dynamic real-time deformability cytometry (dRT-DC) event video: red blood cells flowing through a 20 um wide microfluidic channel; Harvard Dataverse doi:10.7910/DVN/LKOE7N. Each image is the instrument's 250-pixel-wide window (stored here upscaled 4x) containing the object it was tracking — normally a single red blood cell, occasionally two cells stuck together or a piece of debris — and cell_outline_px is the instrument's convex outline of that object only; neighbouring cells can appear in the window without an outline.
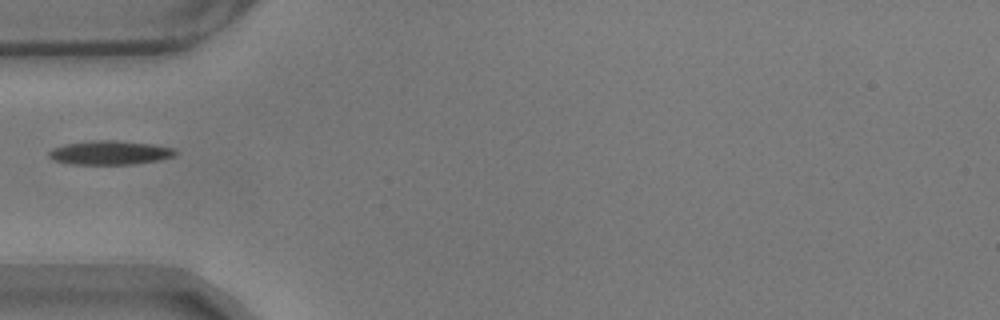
{"species": "common noctule bat (a hibernating species)", "species_latin": "Nyctalus noctula", "temperature_condition": "warm", "stored_images_in_passage": 40, "camera_frame_rate_fps": 3000, "um_per_image_px": 0.085, "animal": {"sex": "male", "body_mass_g": 17.9}, "frame": {"image": 1, "passage_image": 1, "time_ms": 0.0, "image_size_px": [1000, 320], "cell_outline_px": [[180, 152], [176, 156], [160, 160], [132, 164], [72, 164], [52, 160], [48, 156], [48, 152], [52, 148], [68, 144], [92, 140], [120, 140], [156, 144], [176, 148]], "centroid_in_image_um": [9.43, 12.97], "position_along_channel_um": 75.6, "area_um2": 18.03}}
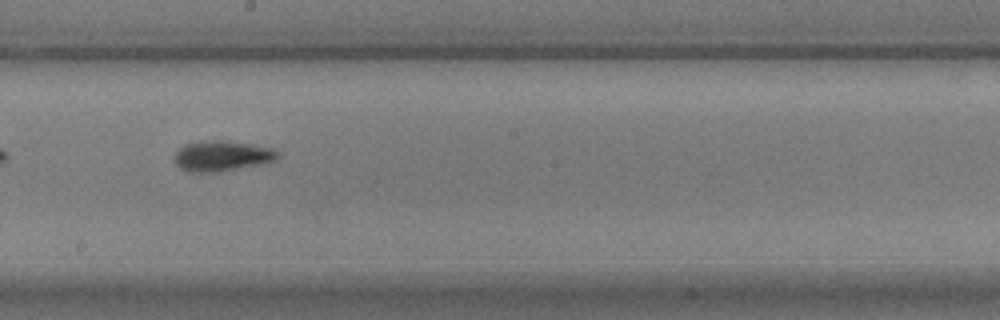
{"frame": {"image": 2, "passage_image": 14, "time_ms": 4.333, "image_size_px": [1000, 320], "cell_outline_px": [[280, 156], [276, 160], [264, 164], [216, 172], [188, 172], [180, 168], [176, 164], [172, 156], [184, 144], [200, 140], [228, 140], [252, 144], [268, 148], [280, 152]], "centroid_in_image_um": [18.85, 13.25], "position_along_channel_um": 229.4, "area_um2": 18.67}}
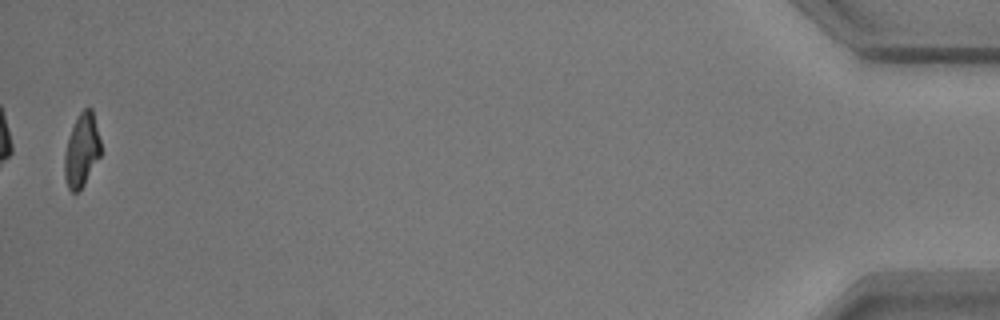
{"frame": {"image": 3, "passage_image": 39, "time_ms": 12.667, "image_size_px": [1000, 320], "cell_outline_px": [[100, 156], [84, 184], [76, 192], [72, 192], [68, 188], [64, 176], [64, 156], [68, 140], [72, 128], [80, 112], [84, 108], [92, 108], [100, 140]], "centroid_in_image_um": [6.94, 12.78], "position_along_channel_um": 428.3, "area_um2": 15.14}}